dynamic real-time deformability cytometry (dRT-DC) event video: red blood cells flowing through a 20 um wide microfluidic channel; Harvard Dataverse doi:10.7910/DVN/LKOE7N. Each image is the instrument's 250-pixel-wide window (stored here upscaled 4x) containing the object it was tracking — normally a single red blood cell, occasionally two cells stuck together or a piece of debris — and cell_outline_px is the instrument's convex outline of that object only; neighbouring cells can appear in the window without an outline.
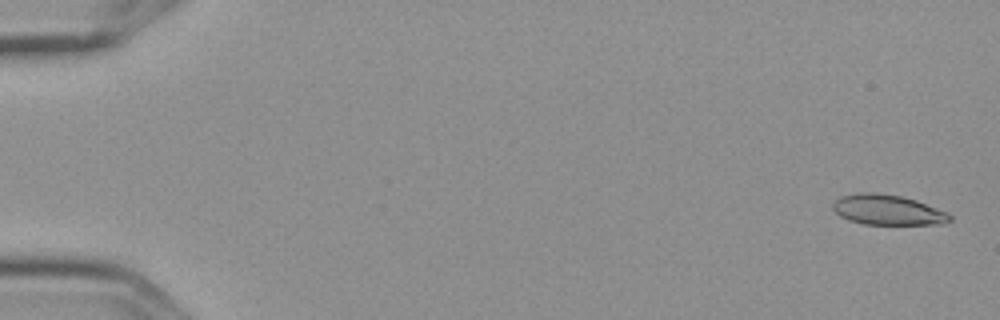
{"species": "Egyptian fruit bat (a non-hibernating species)", "species_latin": "Rousettus aegyptiacus", "temperature_condition": "cold", "stored_images_in_passage": 6, "camera_frame_rate_fps": 3000, "um_per_image_px": 0.085, "frame": {"image": 1, "passage_image": 1, "time_ms": 0.0, "image_size_px": [1000, 320], "cell_outline_px": [[952, 220], [944, 224], [864, 224], [848, 220], [840, 216], [832, 208], [832, 204], [840, 196], [856, 192], [876, 192], [900, 196], [916, 200], [948, 212], [952, 216]], "centroid_in_image_um": [75.45, 17.83], "position_along_channel_um": 9.5, "area_um2": 20.75}}
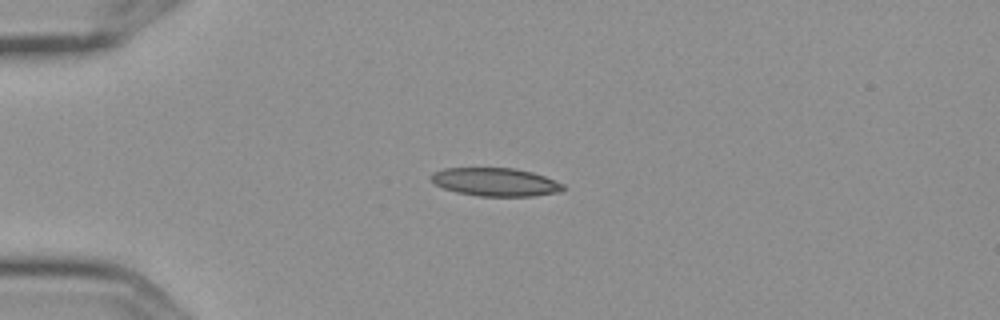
{"frame": {"image": 2, "passage_image": 4, "time_ms": 1.0, "image_size_px": [1000, 320], "cell_outline_px": [[564, 188], [560, 192], [532, 196], [480, 196], [456, 192], [444, 188], [436, 184], [432, 180], [432, 172], [444, 168], [516, 168], [532, 172], [544, 176], [564, 184]], "centroid_in_image_um": [42.13, 15.47], "position_along_channel_um": 42.9, "area_um2": 21.62}}
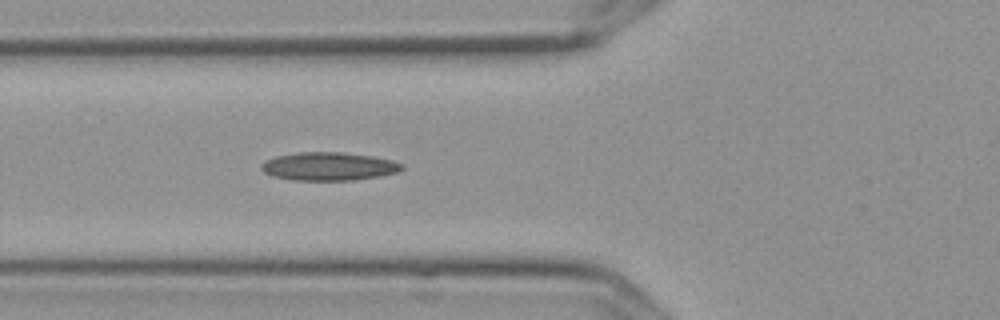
{"frame": {"image": 3, "passage_image": 6, "time_ms": 1.667, "image_size_px": [1000, 320], "cell_outline_px": [[404, 168], [400, 172], [380, 176], [352, 180], [292, 180], [272, 176], [264, 172], [260, 168], [260, 164], [264, 160], [276, 156], [300, 152], [340, 152], [372, 156], [392, 160], [404, 164]], "centroid_in_image_um": [27.95, 14.14], "position_along_channel_um": 97.9, "area_um2": 23.29}}